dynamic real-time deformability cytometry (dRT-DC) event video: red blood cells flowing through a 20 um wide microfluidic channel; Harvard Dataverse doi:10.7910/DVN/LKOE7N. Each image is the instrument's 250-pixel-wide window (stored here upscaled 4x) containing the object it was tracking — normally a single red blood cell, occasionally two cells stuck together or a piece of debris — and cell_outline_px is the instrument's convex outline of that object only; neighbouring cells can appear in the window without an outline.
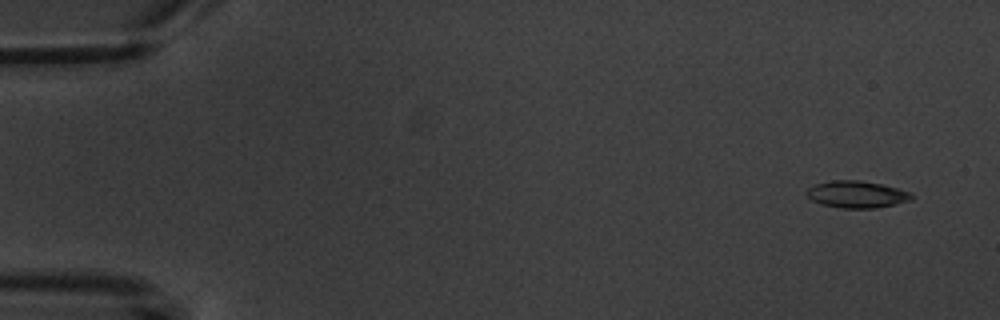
{"species": "common noctule bat (a hibernating species)", "species_latin": "Nyctalus noctula", "temperature_condition": "warm", "stored_images_in_passage": 4, "camera_frame_rate_fps": 3000, "um_per_image_px": 0.085, "animal": {"sex": "male", "body_mass_g": 20.1, "forearm_length_mm": 53.5}, "frame": {"image": 1, "passage_image": 1, "time_ms": 0.0, "image_size_px": [1000, 320], "cell_outline_px": [[912, 200], [876, 208], [840, 208], [820, 204], [812, 200], [808, 196], [808, 188], [816, 184], [832, 180], [860, 180], [880, 184], [912, 192]], "centroid_in_image_um": [72.83, 16.52], "position_along_channel_um": 12.2, "area_um2": 16.36}}